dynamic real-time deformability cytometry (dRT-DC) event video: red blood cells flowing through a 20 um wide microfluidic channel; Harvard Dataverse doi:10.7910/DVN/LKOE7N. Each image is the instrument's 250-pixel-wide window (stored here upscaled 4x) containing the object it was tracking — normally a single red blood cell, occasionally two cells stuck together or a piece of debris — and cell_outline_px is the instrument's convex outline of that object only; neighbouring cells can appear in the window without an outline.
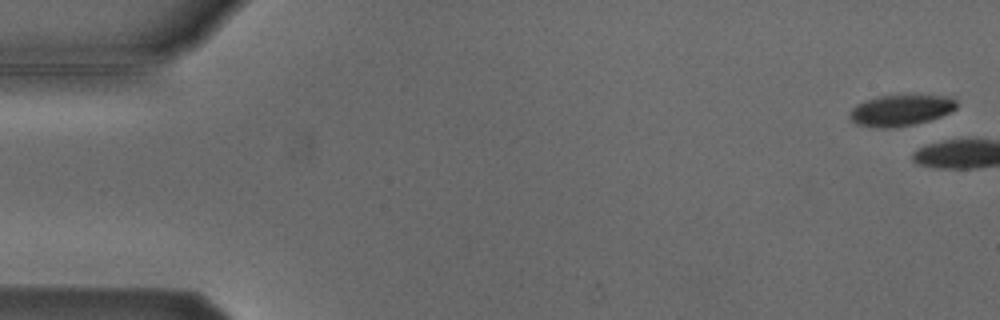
{"species": "Egyptian fruit bat (a non-hibernating species)", "species_latin": "Rousettus aegyptiacus", "temperature_condition": "cold", "stored_images_in_passage": 9, "camera_frame_rate_fps": 3000, "um_per_image_px": 0.085, "animal": {"sex": "male"}, "frame": {"image": 1, "passage_image": 1, "time_ms": 0.0, "image_size_px": [1000, 320], "cell_outline_px": [[956, 108], [940, 116], [928, 120], [896, 128], [880, 128], [856, 124], [848, 116], [852, 108], [856, 104], [864, 100], [880, 96], [948, 96], [956, 100]], "centroid_in_image_um": [76.5, 9.38], "position_along_channel_um": 8.5, "area_um2": 19.07}}